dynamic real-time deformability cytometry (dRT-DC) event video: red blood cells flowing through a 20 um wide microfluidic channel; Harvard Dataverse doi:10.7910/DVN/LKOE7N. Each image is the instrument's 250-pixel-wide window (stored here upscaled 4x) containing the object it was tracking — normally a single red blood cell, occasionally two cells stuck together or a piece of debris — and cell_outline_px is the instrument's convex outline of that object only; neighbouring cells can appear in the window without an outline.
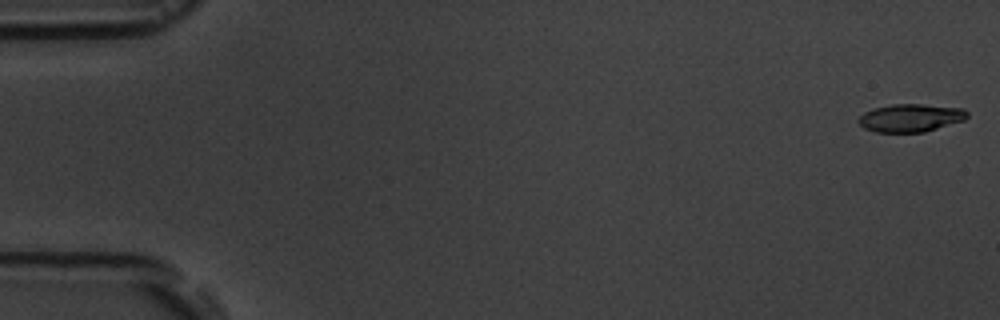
{"species": "common noctule bat (a hibernating species)", "species_latin": "Nyctalus noctula", "temperature_condition": "room temperature", "stored_images_in_passage": 7, "camera_frame_rate_fps": 3000, "um_per_image_px": 0.085, "animal": {"sex": "male", "body_mass_g": 19.5, "forearm_length_mm": 54.6}, "frame": {"image": 1, "passage_image": 1, "time_ms": 0.0, "image_size_px": [1000, 320], "cell_outline_px": [[968, 116], [964, 120], [924, 132], [876, 132], [864, 128], [856, 120], [864, 112], [872, 108], [892, 104], [920, 104], [964, 108], [968, 112]], "centroid_in_image_um": [77.38, 10.01], "position_along_channel_um": 7.6, "area_um2": 17.74}}
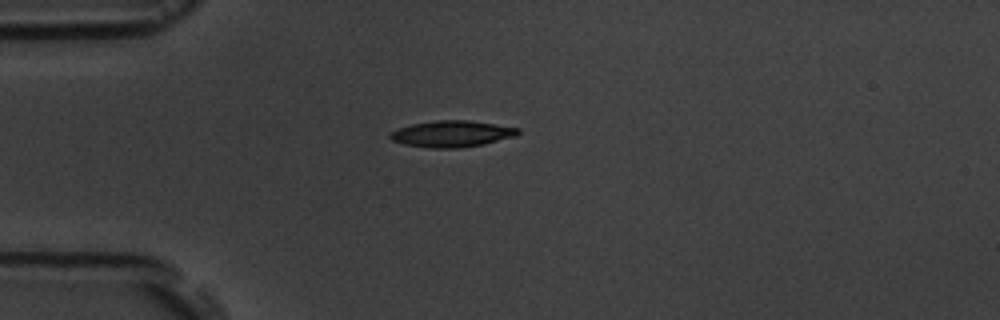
{"frame": {"image": 2, "passage_image": 5, "time_ms": 4.667, "image_size_px": [1000, 320], "cell_outline_px": [[520, 132], [516, 136], [484, 144], [460, 148], [428, 148], [404, 144], [392, 140], [388, 136], [392, 132], [400, 128], [412, 124], [436, 120], [468, 120], [520, 128]], "centroid_in_image_um": [38.43, 11.38], "position_along_channel_um": 46.6, "area_um2": 19.59}}
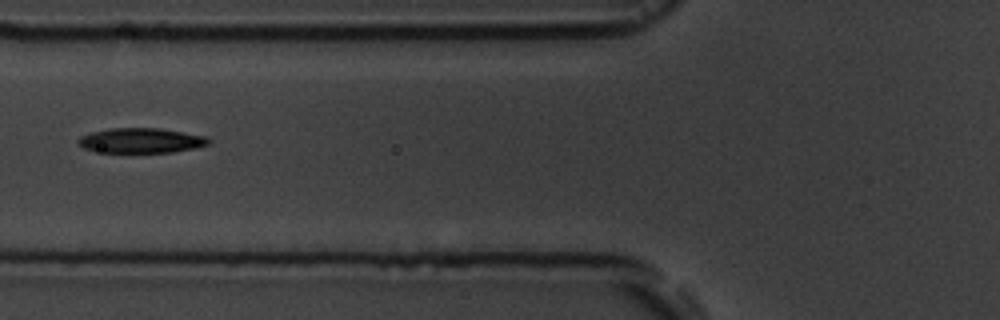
{"frame": {"image": 3, "passage_image": 7, "time_ms": 7.0, "image_size_px": [1000, 320], "cell_outline_px": [[212, 140], [208, 144], [196, 148], [172, 152], [104, 152], [84, 148], [76, 144], [76, 140], [80, 136], [92, 132], [108, 128], [160, 128], [208, 136]], "centroid_in_image_um": [12.01, 11.93], "position_along_channel_um": 113.8, "area_um2": 19.07}}